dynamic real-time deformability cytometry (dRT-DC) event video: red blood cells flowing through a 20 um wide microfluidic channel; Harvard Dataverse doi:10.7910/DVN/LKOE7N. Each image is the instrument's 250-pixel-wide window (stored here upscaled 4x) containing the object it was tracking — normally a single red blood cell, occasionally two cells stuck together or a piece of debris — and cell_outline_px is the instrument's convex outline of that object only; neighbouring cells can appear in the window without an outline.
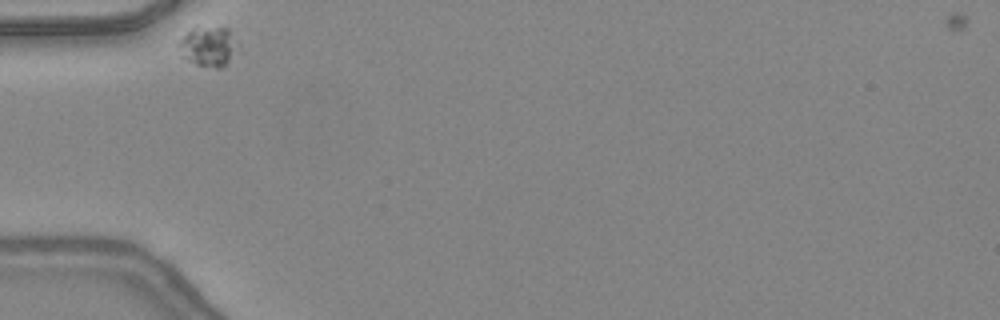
{"species": "common noctule bat (a hibernating species)", "species_latin": "Nyctalus noctula", "temperature_condition": "warm", "stored_images_in_passage": 29, "camera_frame_rate_fps": 3000, "um_per_image_px": 0.085, "animal": {"sex": "female", "body_mass_g": 24.6, "forearm_length_mm": 56.2}, "frame": {"image": 1, "passage_image": 1, "time_ms": 0.0, "image_size_px": [1000, 320], "cell_outline_px": [[240, 52], [220, 68], [216, 68], [196, 64], [180, 56], [176, 44], [192, 28], [228, 28]], "centroid_in_image_um": [17.7, 3.98], "position_along_channel_um": 67.3, "area_um2": 13.64}}
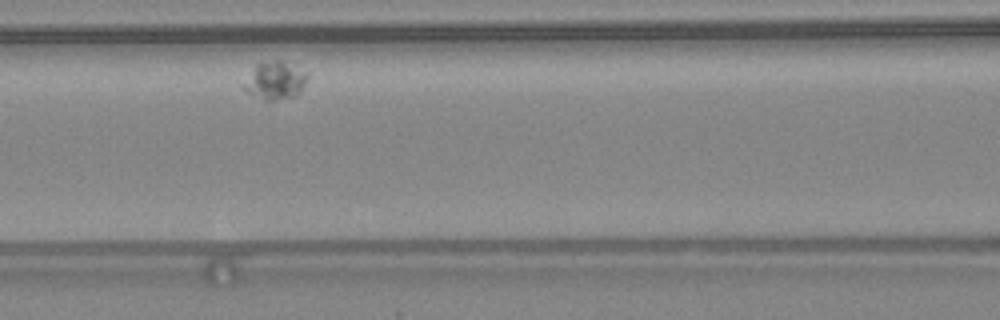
{"frame": {"image": 2, "passage_image": 8, "time_ms": 2.333, "image_size_px": [1000, 320], "cell_outline_px": [[308, 76], [300, 92], [296, 96], [272, 100], [264, 100], [240, 88], [240, 84], [256, 64], [260, 60], [280, 60], [308, 72]], "centroid_in_image_um": [23.32, 6.82], "position_along_channel_um": 143.3, "area_um2": 14.28}}
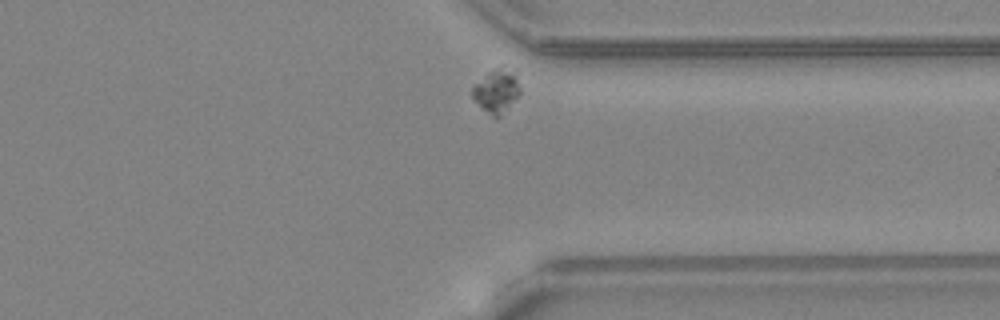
{"frame": {"image": 3, "passage_image": 27, "time_ms": 8.667, "image_size_px": [1000, 320], "cell_outline_px": [[520, 96], [500, 116], [492, 116], [472, 96], [472, 88], [492, 68], [500, 64], [504, 64], [516, 68], [520, 88]], "centroid_in_image_um": [42.31, 7.61], "position_along_channel_um": 369.1, "area_um2": 12.43}}